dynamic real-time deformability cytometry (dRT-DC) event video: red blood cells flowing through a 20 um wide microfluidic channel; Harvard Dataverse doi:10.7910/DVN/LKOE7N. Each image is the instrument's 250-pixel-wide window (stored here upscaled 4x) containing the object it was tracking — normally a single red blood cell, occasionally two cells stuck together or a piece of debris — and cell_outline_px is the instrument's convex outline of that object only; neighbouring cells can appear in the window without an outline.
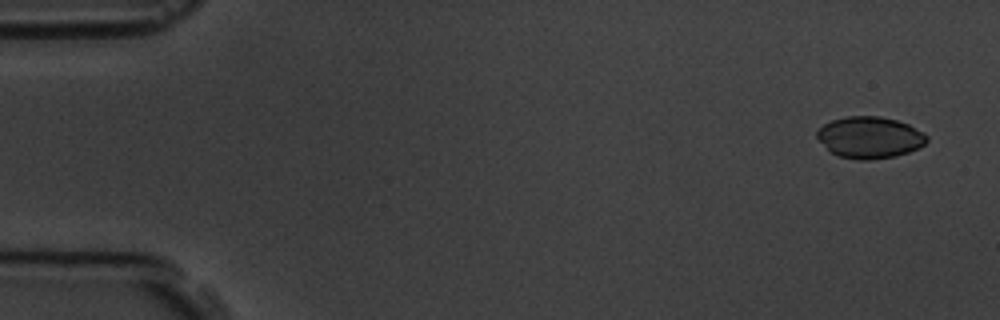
{"species": "common noctule bat (a hibernating species)", "species_latin": "Nyctalus noctula", "temperature_condition": "room temperature", "stored_images_in_passage": 5, "camera_frame_rate_fps": 3000, "um_per_image_px": 0.085, "animal": {"sex": "male", "body_mass_g": 19.5, "forearm_length_mm": 54.6}, "frame": {"image": 1, "passage_image": 1, "time_ms": 0.0, "image_size_px": [1000, 320], "cell_outline_px": [[928, 140], [920, 148], [896, 156], [868, 160], [860, 160], [840, 156], [832, 152], [816, 136], [816, 132], [824, 124], [832, 120], [848, 116], [880, 116], [896, 120], [908, 124], [924, 132], [928, 136]], "centroid_in_image_um": [73.97, 11.67], "position_along_channel_um": 11.0, "area_um2": 26.47}}